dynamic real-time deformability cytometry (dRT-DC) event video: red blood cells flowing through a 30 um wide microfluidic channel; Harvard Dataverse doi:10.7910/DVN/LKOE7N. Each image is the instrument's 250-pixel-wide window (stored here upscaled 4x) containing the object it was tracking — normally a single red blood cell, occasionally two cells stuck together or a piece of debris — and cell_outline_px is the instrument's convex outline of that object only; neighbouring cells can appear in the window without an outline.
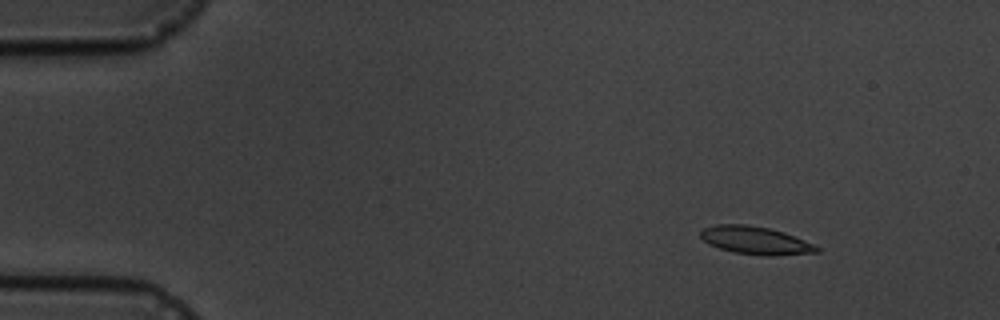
{"species": "common noctule bat (a hibernating species)", "species_latin": "Nyctalus noctula", "temperature_condition": "cold", "stored_images_in_passage": 3, "camera_frame_rate_fps": 3000, "um_per_image_px": 0.085, "animal": {"sex": "male", "body_mass_g": 19.5, "forearm_length_mm": 54.6}, "frame": {"image": 1, "passage_image": 1, "time_ms": 0.0, "image_size_px": [1000, 320], "cell_outline_px": [[820, 252], [768, 256], [764, 256], [732, 252], [708, 244], [700, 236], [700, 232], [704, 228], [716, 224], [748, 224], [768, 228], [784, 232], [804, 240], [820, 248]], "centroid_in_image_um": [64.2, 20.43], "position_along_channel_um": 20.8, "area_um2": 18.84}}
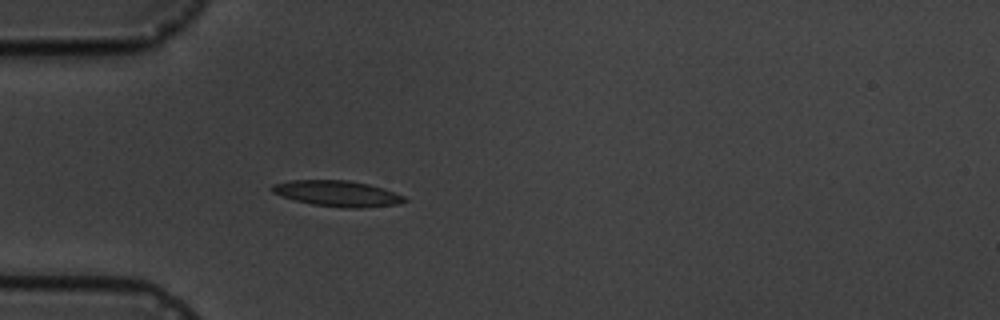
{"frame": {"image": 2, "passage_image": 3, "time_ms": 3.333, "image_size_px": [1000, 320], "cell_outline_px": [[408, 200], [400, 204], [360, 208], [344, 208], [312, 204], [296, 200], [272, 192], [268, 188], [272, 184], [292, 180], [348, 180], [368, 184], [384, 188], [404, 196]], "centroid_in_image_um": [28.69, 16.45], "position_along_channel_um": 56.3, "area_um2": 19.94}}